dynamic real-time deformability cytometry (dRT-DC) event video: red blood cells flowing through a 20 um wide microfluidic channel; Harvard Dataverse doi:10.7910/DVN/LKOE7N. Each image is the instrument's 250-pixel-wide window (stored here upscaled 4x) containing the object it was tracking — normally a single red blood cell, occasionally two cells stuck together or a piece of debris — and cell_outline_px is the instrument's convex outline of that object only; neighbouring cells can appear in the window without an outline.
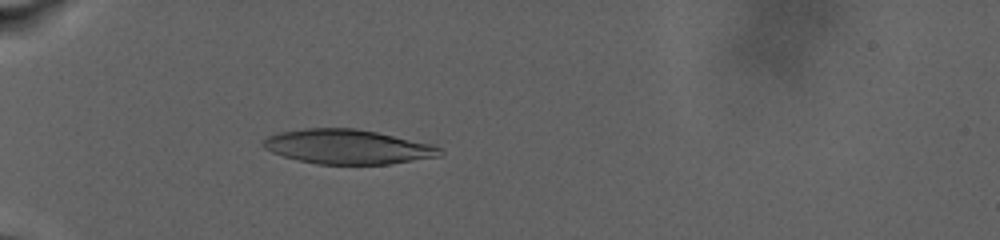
{"species": "human", "species_latin": "Homo sapiens", "temperature_condition": "warm", "stored_images_in_passage": 46, "camera_frame_rate_fps": 3000, "um_per_image_px": 0.085, "donor": {"sex": "male"}, "frame": {"image": 1, "passage_image": 21, "time_ms": 8.667, "image_size_px": [1000, 240], "cell_outline_px": [[444, 152], [440, 156], [388, 164], [316, 164], [284, 156], [272, 152], [264, 148], [260, 144], [268, 136], [276, 132], [304, 128], [356, 128], [376, 132], [432, 144], [440, 148]], "centroid_in_image_um": [29.52, 12.47], "position_along_channel_um": 55.5, "area_um2": 35.49}}
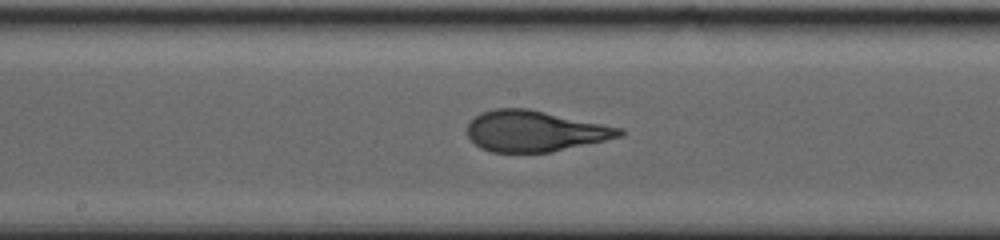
{"frame": {"image": 2, "passage_image": 31, "time_ms": 15.0, "image_size_px": [1000, 240], "cell_outline_px": [[624, 132], [620, 136], [604, 140], [552, 152], [492, 152], [480, 148], [468, 136], [468, 124], [480, 112], [496, 108], [528, 108], [624, 128]], "centroid_in_image_um": [45.45, 11.13], "position_along_channel_um": 202.7, "area_um2": 36.13}}
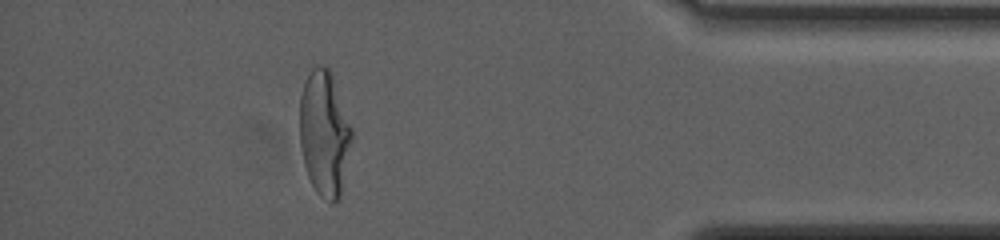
{"frame": {"image": 3, "passage_image": 43, "time_ms": 23.667, "image_size_px": [1000, 240], "cell_outline_px": [[352, 140], [340, 196], [336, 204], [332, 204], [320, 196], [316, 192], [308, 176], [304, 164], [300, 148], [300, 96], [304, 84], [312, 68], [316, 64], [320, 64], [328, 68], [332, 72], [352, 128]], "centroid_in_image_um": [27.57, 11.34], "position_along_channel_um": 407.6, "area_um2": 38.21}, "authors_computed_cell_mechanics": {"area_um2": 36.4718, "velocity_mm_per_s": 2.7191, "shape_relaxation_time_tau1_ms": 8.9167, "shape_relaxation_time_tau2_ms": 1.1619, "deformation_change_tau1": 0.3146, "deformation_change_tau2": 0.08}}